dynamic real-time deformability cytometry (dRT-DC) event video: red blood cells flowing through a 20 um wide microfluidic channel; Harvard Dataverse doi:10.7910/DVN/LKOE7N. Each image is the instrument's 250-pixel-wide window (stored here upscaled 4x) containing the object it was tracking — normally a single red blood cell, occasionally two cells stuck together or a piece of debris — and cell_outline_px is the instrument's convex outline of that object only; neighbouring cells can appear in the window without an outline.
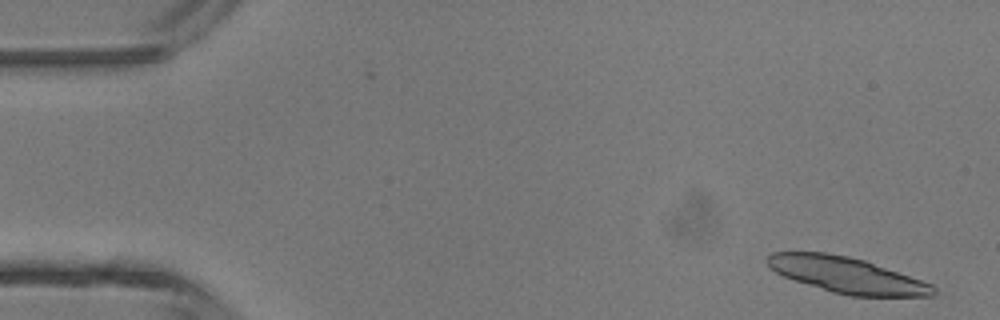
{"species": "common noctule bat (a hibernating species)", "species_latin": "Nyctalus noctula", "temperature_condition": "room temperature", "stored_images_in_passage": 4, "camera_frame_rate_fps": 3000, "um_per_image_px": 0.085, "animal": {"sex": "male", "body_mass_g": 13.3}, "frame": {"image": 1, "passage_image": 1, "time_ms": 0.0, "image_size_px": [1000, 320], "cell_outline_px": [[936, 292], [932, 296], [848, 296], [832, 292], [792, 280], [768, 268], [764, 260], [772, 252], [824, 252], [848, 256], [864, 260], [932, 284], [936, 288]], "centroid_in_image_um": [71.92, 23.38], "position_along_channel_um": 13.1, "area_um2": 34.68}}